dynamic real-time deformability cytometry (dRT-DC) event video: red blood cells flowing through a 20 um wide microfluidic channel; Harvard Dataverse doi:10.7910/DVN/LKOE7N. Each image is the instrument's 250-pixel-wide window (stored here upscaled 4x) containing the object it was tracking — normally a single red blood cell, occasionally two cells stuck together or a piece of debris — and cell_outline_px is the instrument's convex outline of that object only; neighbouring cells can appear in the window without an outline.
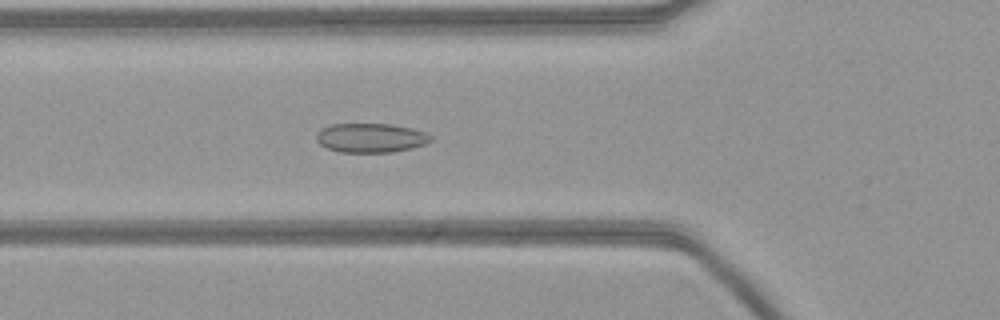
{"species": "common noctule bat (a hibernating species)", "species_latin": "Nyctalus noctula", "temperature_condition": "warm", "stored_images_in_passage": 49, "camera_frame_rate_fps": 3000, "um_per_image_px": 0.085, "animal": {"sex": "female", "body_mass_g": 21.9}, "frame": {"image": 1, "passage_image": 13, "time_ms": 4.0, "image_size_px": [1000, 320], "cell_outline_px": [[432, 140], [428, 144], [412, 148], [392, 152], [340, 152], [328, 148], [320, 144], [316, 140], [316, 132], [320, 128], [332, 124], [392, 124], [412, 128], [424, 132], [432, 136]], "centroid_in_image_um": [31.52, 11.71], "position_along_channel_um": 94.3, "area_um2": 19.65}}
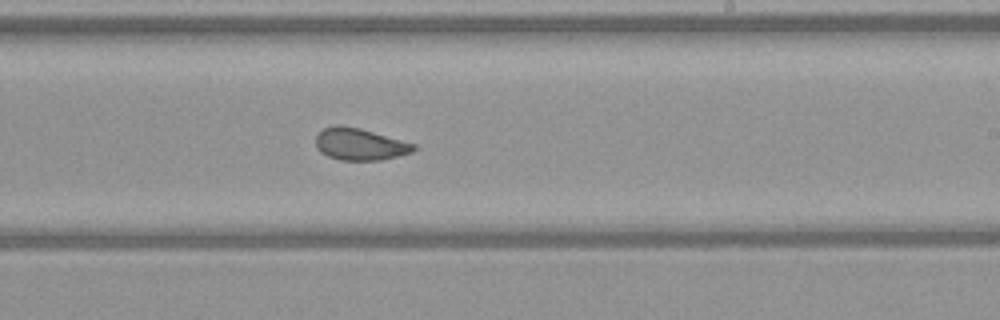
{"frame": {"image": 2, "passage_image": 26, "time_ms": 8.333, "image_size_px": [1000, 320], "cell_outline_px": [[416, 148], [412, 152], [380, 160], [340, 160], [328, 156], [320, 152], [316, 148], [316, 136], [324, 128], [336, 124], [340, 124], [360, 128], [416, 144]], "centroid_in_image_um": [30.56, 12.25], "position_along_channel_um": 258.4, "area_um2": 18.21}}
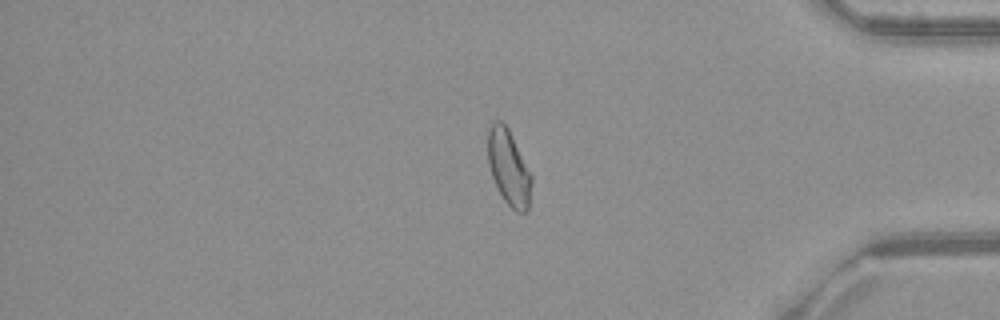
{"frame": {"image": 3, "passage_image": 39, "time_ms": 12.667, "image_size_px": [1000, 320], "cell_outline_px": [[532, 184], [528, 212], [516, 212], [504, 200], [492, 176], [488, 164], [488, 132], [492, 120], [500, 120], [508, 128], [532, 176]], "centroid_in_image_um": [43.25, 14.25], "position_along_channel_um": 392.0, "area_um2": 19.07}}